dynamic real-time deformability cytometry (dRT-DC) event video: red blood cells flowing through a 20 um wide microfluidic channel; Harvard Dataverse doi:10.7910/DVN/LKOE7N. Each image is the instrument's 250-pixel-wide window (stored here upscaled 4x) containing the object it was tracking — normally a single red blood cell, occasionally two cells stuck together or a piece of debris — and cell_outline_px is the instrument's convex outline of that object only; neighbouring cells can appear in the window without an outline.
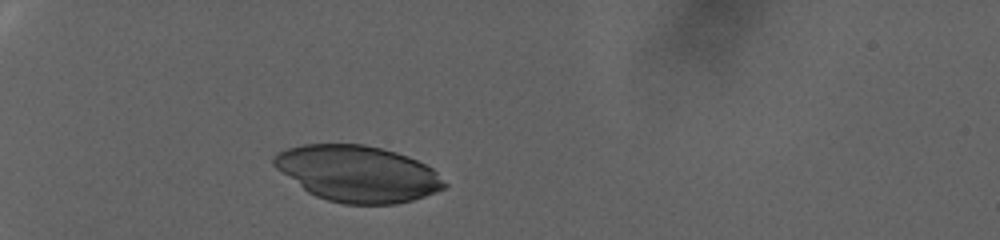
{"species": "human", "species_latin": "Homo sapiens", "temperature_condition": "warm", "stored_images_in_passage": 60, "camera_frame_rate_fps": 3000, "um_per_image_px": 0.085, "donor": {"sex": "female"}, "frame": {"image": 1, "passage_image": 1, "time_ms": 0.0, "image_size_px": [1000, 240], "cell_outline_px": [[448, 184], [444, 188], [436, 192], [412, 200], [396, 204], [344, 204], [328, 200], [316, 196], [308, 192], [276, 168], [272, 164], [272, 156], [276, 152], [288, 148], [304, 144], [364, 144], [396, 152], [408, 156], [432, 168]], "centroid_in_image_um": [30.39, 14.75], "position_along_channel_um": 54.6, "area_um2": 55.72}}
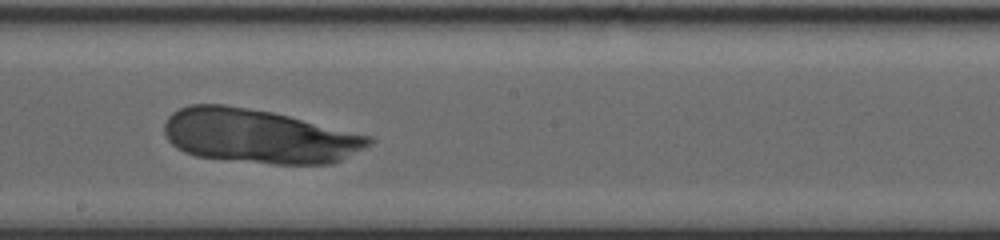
{"frame": {"image": 2, "passage_image": 30, "time_ms": 9.667, "image_size_px": [1000, 240], "cell_outline_px": [[372, 144], [340, 160], [328, 164], [272, 164], [196, 156], [184, 152], [176, 148], [168, 140], [164, 132], [164, 124], [168, 116], [172, 112], [188, 104], [224, 104], [272, 112], [372, 136]], "centroid_in_image_um": [21.96, 11.57], "position_along_channel_um": 226.2, "area_um2": 64.33}}
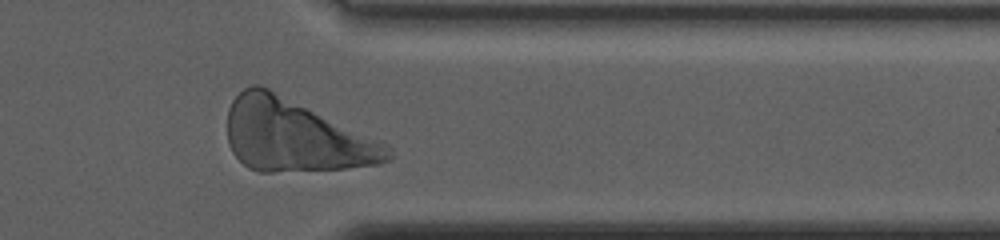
{"frame": {"image": 3, "passage_image": 52, "time_ms": 17.0, "image_size_px": [1000, 240], "cell_outline_px": [[392, 156], [388, 160], [380, 164], [344, 168], [272, 172], [260, 172], [248, 168], [232, 152], [228, 144], [228, 108], [232, 100], [244, 88], [252, 84], [260, 84], [380, 140], [388, 144], [392, 148]], "centroid_in_image_um": [25.08, 11.53], "position_along_channel_um": 386.3, "area_um2": 67.45}}